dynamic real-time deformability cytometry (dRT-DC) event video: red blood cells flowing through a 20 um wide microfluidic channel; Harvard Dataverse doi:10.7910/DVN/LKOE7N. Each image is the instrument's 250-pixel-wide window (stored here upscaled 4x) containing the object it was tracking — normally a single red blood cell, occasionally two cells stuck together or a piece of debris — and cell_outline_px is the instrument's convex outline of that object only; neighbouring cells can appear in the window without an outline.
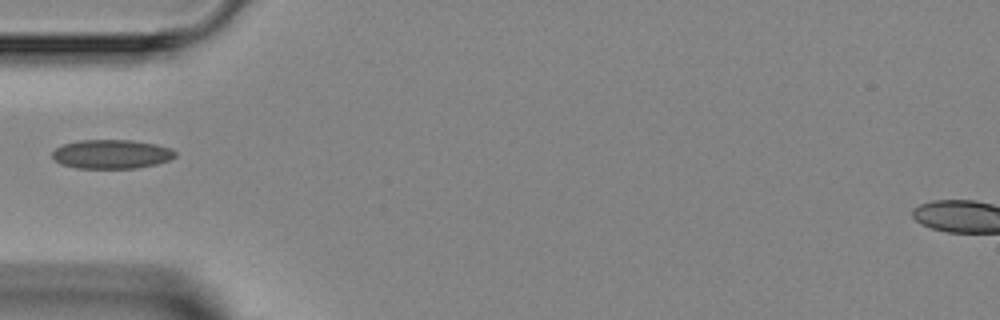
{"species": "Egyptian fruit bat (a non-hibernating species)", "species_latin": "Rousettus aegyptiacus", "temperature_condition": "room temperature", "stored_images_in_passage": 4, "camera_frame_rate_fps": 3000, "um_per_image_px": 0.085, "animal": {"sex": "female"}, "frame": {"image": 1, "passage_image": 3, "time_ms": 3.0, "image_size_px": [1000, 320], "cell_outline_px": [[176, 156], [168, 160], [156, 164], [136, 168], [76, 168], [60, 164], [52, 156], [52, 152], [56, 148], [64, 144], [80, 140], [132, 140], [156, 144], [172, 148], [176, 152]], "centroid_in_image_um": [9.49, 13.1], "position_along_channel_um": 75.5, "area_um2": 20.81}}
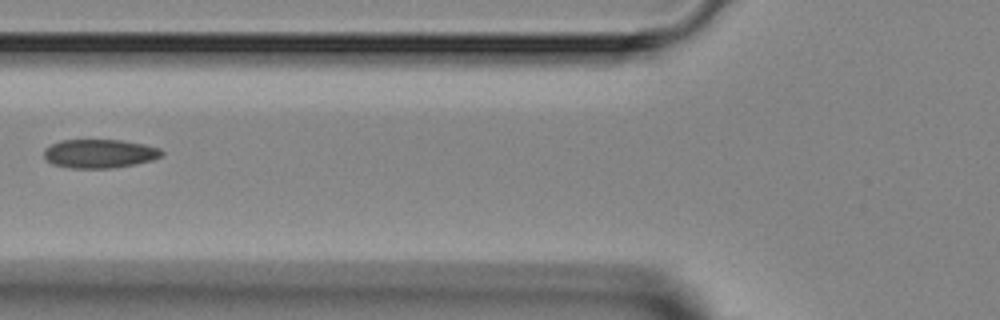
{"frame": {"image": 2, "passage_image": 4, "time_ms": 4.0, "image_size_px": [1000, 320], "cell_outline_px": [[164, 152], [160, 156], [152, 160], [112, 168], [68, 168], [52, 164], [44, 156], [44, 148], [60, 140], [120, 140], [144, 144], [160, 148]], "centroid_in_image_um": [8.44, 13.05], "position_along_channel_um": 117.4, "area_um2": 19.65}}